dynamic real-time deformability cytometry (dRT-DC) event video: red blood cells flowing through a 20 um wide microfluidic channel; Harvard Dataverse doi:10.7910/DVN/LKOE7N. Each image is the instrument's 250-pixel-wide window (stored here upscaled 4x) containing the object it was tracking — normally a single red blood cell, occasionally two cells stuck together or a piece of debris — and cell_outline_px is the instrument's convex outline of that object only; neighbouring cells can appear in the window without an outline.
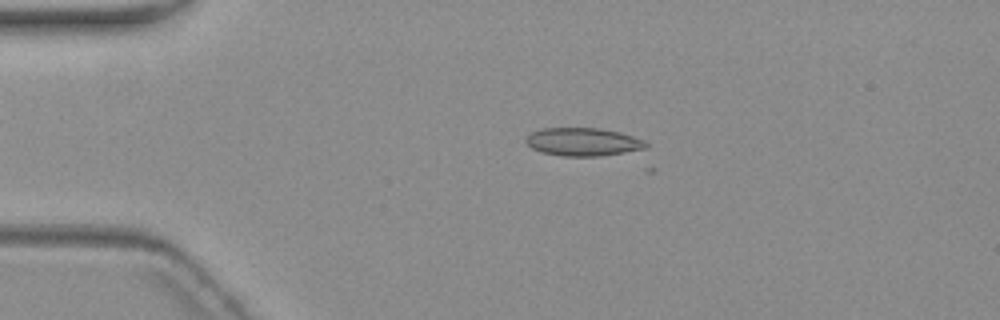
{"species": "common noctule bat (a hibernating species)", "species_latin": "Nyctalus noctula", "temperature_condition": "warm", "stored_images_in_passage": 5, "camera_frame_rate_fps": 3000, "um_per_image_px": 0.085, "animal": {"sex": "female", "body_mass_g": 19.3, "forearm_length_mm": 54.1}, "frame": {"image": 1, "passage_image": 2, "time_ms": 2.0, "image_size_px": [1000, 320], "cell_outline_px": [[648, 144], [644, 148], [624, 152], [600, 156], [560, 156], [540, 152], [532, 148], [524, 140], [532, 132], [540, 128], [600, 128], [620, 132], [644, 140]], "centroid_in_image_um": [49.52, 12.06], "position_along_channel_um": 35.5, "area_um2": 19.59}}
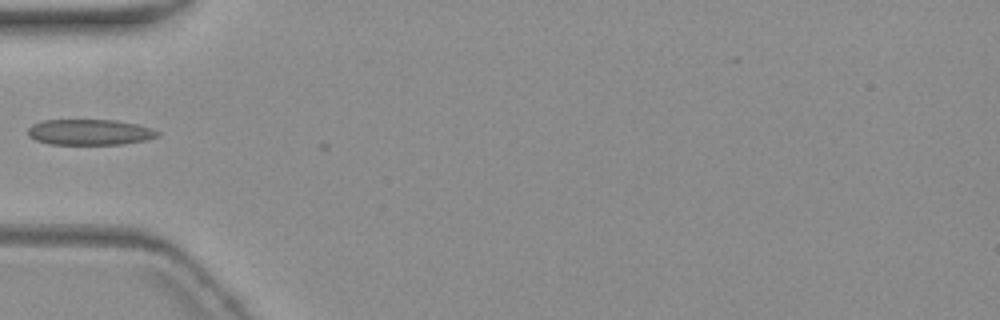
{"frame": {"image": 2, "passage_image": 4, "time_ms": 4.333, "image_size_px": [1000, 320], "cell_outline_px": [[160, 136], [144, 140], [124, 144], [52, 144], [36, 140], [28, 136], [28, 128], [32, 124], [44, 120], [116, 120], [136, 124], [152, 128], [160, 132]], "centroid_in_image_um": [7.64, 11.23], "position_along_channel_um": 77.4, "area_um2": 19.42}}